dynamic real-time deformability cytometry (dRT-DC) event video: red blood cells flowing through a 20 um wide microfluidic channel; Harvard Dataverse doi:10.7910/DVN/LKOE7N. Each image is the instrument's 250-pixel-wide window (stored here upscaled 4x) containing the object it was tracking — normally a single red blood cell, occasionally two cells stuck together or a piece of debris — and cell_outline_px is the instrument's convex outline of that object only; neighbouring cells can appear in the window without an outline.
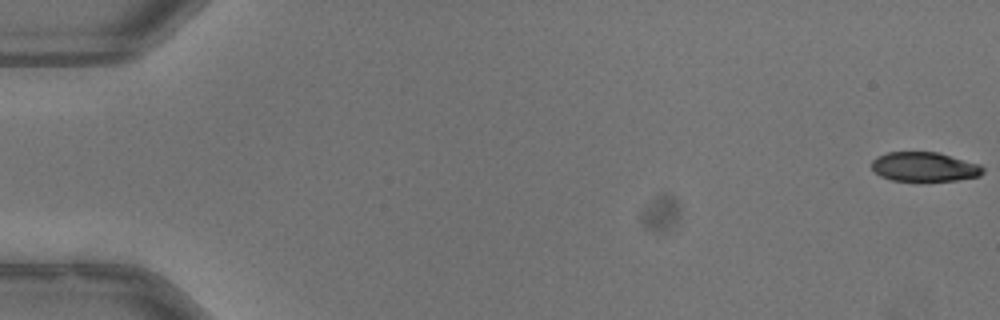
{"species": "common noctule bat (a hibernating species)", "species_latin": "Nyctalus noctula", "temperature_condition": "warm", "stored_images_in_passage": 53, "camera_frame_rate_fps": 3000, "um_per_image_px": 0.085, "animal": {"sex": "male", "body_mass_g": 13.3}, "frame": {"image": 1, "passage_image": 1, "time_ms": 0.0, "image_size_px": [1000, 320], "cell_outline_px": [[984, 172], [980, 176], [956, 180], [892, 180], [880, 176], [872, 168], [872, 160], [876, 156], [888, 152], [936, 152], [980, 164], [984, 168]], "centroid_in_image_um": [78.57, 14.17], "position_along_channel_um": 6.4, "area_um2": 18.84}}
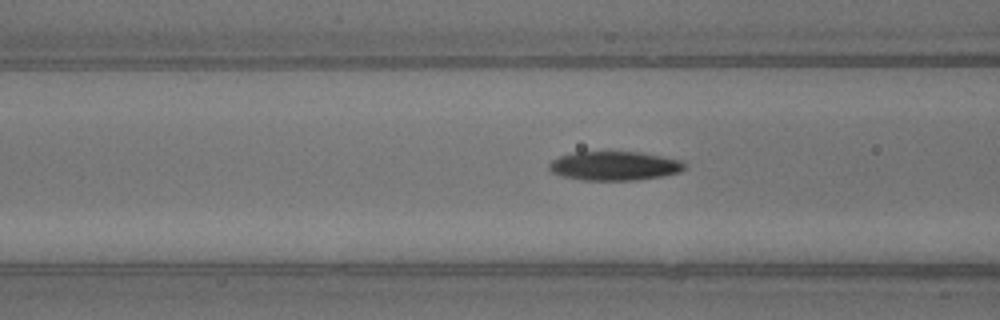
{"frame": {"image": 2, "passage_image": 22, "time_ms": 7.0, "image_size_px": [1000, 320], "cell_outline_px": [[688, 168], [680, 172], [664, 176], [636, 180], [584, 180], [560, 176], [552, 172], [548, 168], [548, 164], [552, 160], [560, 156], [572, 152], [640, 152], [684, 160], [688, 164]], "centroid_in_image_um": [52.29, 14.1], "position_along_channel_um": 114.3, "area_um2": 23.29}}
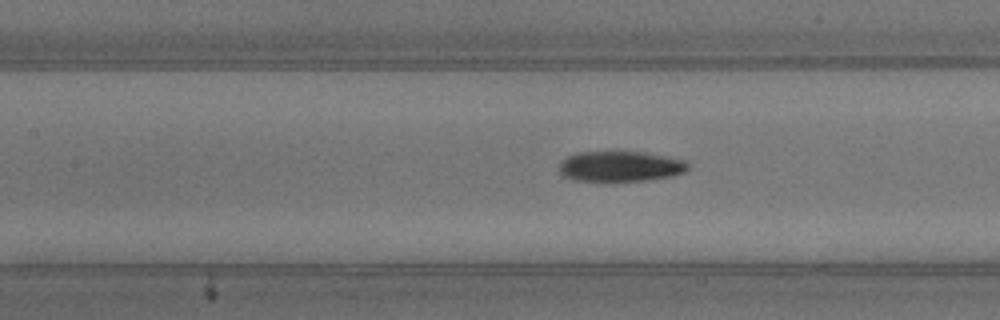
{"frame": {"image": 3, "passage_image": 25, "time_ms": 8.0, "image_size_px": [1000, 320], "cell_outline_px": [[688, 168], [684, 172], [672, 176], [648, 180], [572, 180], [564, 176], [560, 172], [560, 164], [568, 156], [580, 152], [644, 152], [684, 160], [688, 164]], "centroid_in_image_um": [52.74, 14.13], "position_along_channel_um": 154.7, "area_um2": 22.37}, "authors_computed_cell_mechanics": {"area_um2": 22.3686, "velocity_mm_per_s": 4.0012, "shape_relaxation_time_tau1_ms": 4.8782, "shape_relaxation_time_tau2_ms": 3.1747, "deformation_change_tau1": 0.1873, "deformation_change_tau2": 0.0921}}